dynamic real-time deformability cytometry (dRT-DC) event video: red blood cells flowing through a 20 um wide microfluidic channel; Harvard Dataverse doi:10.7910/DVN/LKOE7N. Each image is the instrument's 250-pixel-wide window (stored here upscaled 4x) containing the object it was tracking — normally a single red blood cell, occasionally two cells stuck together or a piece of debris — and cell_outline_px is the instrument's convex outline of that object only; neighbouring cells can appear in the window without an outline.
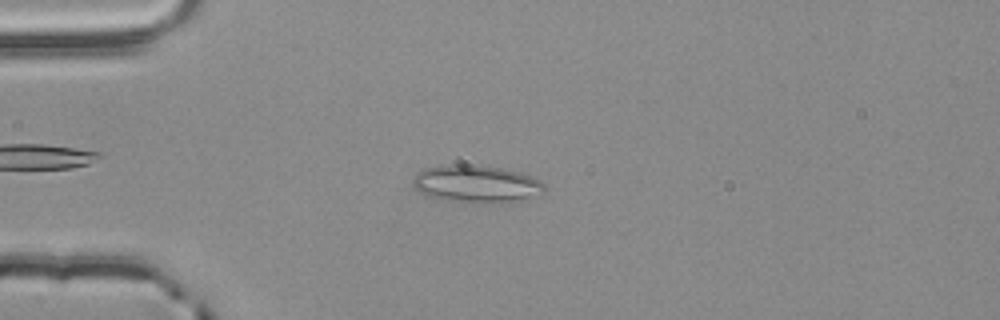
{"species": "common noctule bat (a hibernating species)", "species_latin": "Nyctalus noctula", "temperature_condition": "room temperature", "stored_images_in_passage": 38, "camera_frame_rate_fps": 3000, "um_per_image_px": 0.085, "animal": {"sex": "male", "body_mass_g": 20.4}, "frame": {"image": 1, "passage_image": 14, "time_ms": 4.333, "image_size_px": [1000, 320], "cell_outline_px": [[544, 192], [512, 204], [476, 204], [444, 200], [424, 196], [412, 184], [412, 180], [424, 168], [452, 164], [464, 164], [500, 168], [520, 172], [532, 176], [540, 180], [544, 184]], "centroid_in_image_um": [40.52, 15.68], "position_along_channel_um": 44.5, "area_um2": 29.36}}
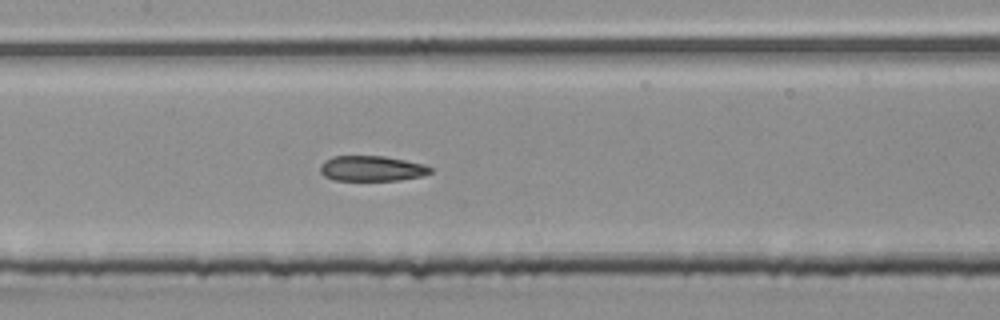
{"frame": {"image": 2, "passage_image": 26, "time_ms": 8.333, "image_size_px": [1000, 320], "cell_outline_px": [[432, 172], [424, 176], [400, 180], [332, 180], [324, 176], [320, 172], [320, 164], [324, 160], [332, 156], [384, 156], [424, 164], [432, 168]], "centroid_in_image_um": [31.59, 14.32], "position_along_channel_um": 175.8, "area_um2": 16.42}}
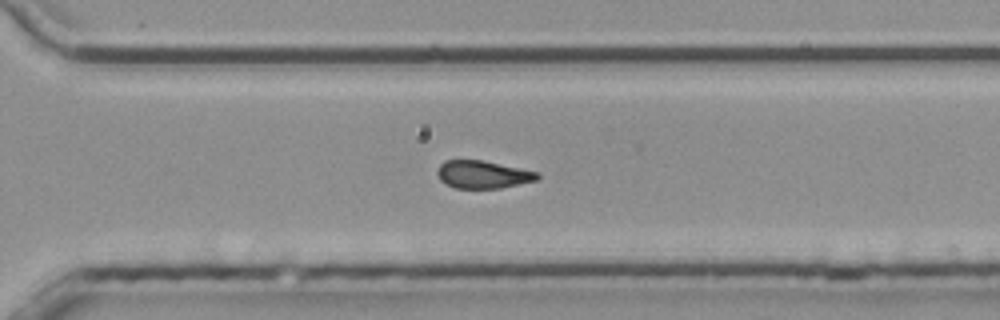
{"frame": {"image": 3, "passage_image": 38, "time_ms": 12.333, "image_size_px": [1000, 320], "cell_outline_px": [[540, 180], [500, 188], [456, 188], [440, 180], [436, 172], [436, 168], [444, 160], [484, 160], [540, 172]], "centroid_in_image_um": [41.08, 14.82], "position_along_channel_um": 329.5, "area_um2": 16.42}}